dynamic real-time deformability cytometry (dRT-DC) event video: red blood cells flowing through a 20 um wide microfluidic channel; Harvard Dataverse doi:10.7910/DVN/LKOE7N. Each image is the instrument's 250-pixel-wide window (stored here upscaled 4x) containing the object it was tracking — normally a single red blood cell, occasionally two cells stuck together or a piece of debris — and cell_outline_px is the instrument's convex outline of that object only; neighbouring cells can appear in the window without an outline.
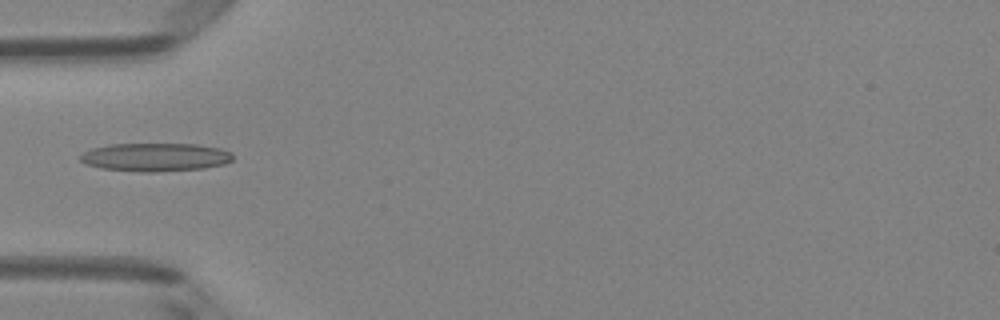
{"species": "Egyptian fruit bat (a non-hibernating species)", "species_latin": "Rousettus aegyptiacus", "temperature_condition": "room temperature", "stored_images_in_passage": 5, "camera_frame_rate_fps": 3000, "um_per_image_px": 0.085, "animal": {"sex": "female"}, "frame": {"image": 1, "passage_image": 5, "time_ms": 1.333, "image_size_px": [1000, 320], "cell_outline_px": [[232, 160], [224, 164], [204, 168], [156, 172], [140, 172], [100, 168], [84, 164], [80, 160], [80, 152], [92, 148], [108, 144], [196, 144], [220, 148], [232, 152]], "centroid_in_image_um": [13.16, 13.36], "position_along_channel_um": 71.8, "area_um2": 25.43}}